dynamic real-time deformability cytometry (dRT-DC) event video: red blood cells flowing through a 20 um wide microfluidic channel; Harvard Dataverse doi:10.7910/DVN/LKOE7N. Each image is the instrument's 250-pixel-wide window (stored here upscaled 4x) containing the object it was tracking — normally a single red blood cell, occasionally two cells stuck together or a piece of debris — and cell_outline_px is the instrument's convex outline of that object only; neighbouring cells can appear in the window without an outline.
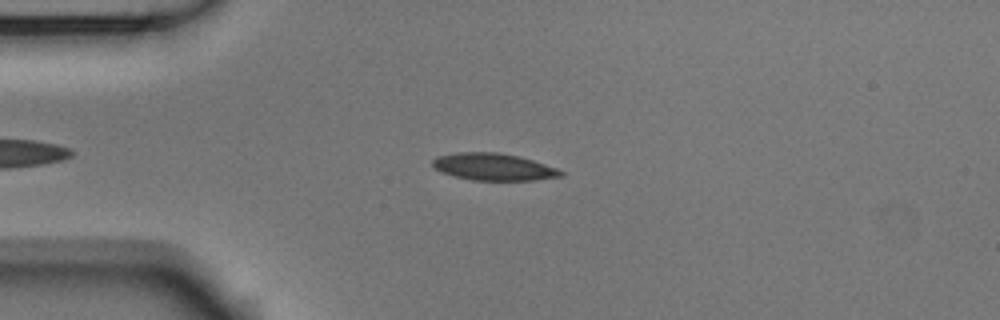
{"species": "Egyptian fruit bat (a non-hibernating species)", "species_latin": "Rousettus aegyptiacus", "temperature_condition": "room temperature", "stored_images_in_passage": 49, "camera_frame_rate_fps": 3000, "um_per_image_px": 0.085, "animal": {"sex": "male"}, "frame": {"image": 1, "passage_image": 13, "time_ms": 4.0, "image_size_px": [1000, 320], "cell_outline_px": [[564, 176], [536, 180], [472, 180], [440, 172], [432, 164], [432, 160], [436, 156], [456, 152], [496, 152], [520, 156], [556, 168], [564, 172]], "centroid_in_image_um": [41.94, 14.18], "position_along_channel_um": 43.1, "area_um2": 20.23}}
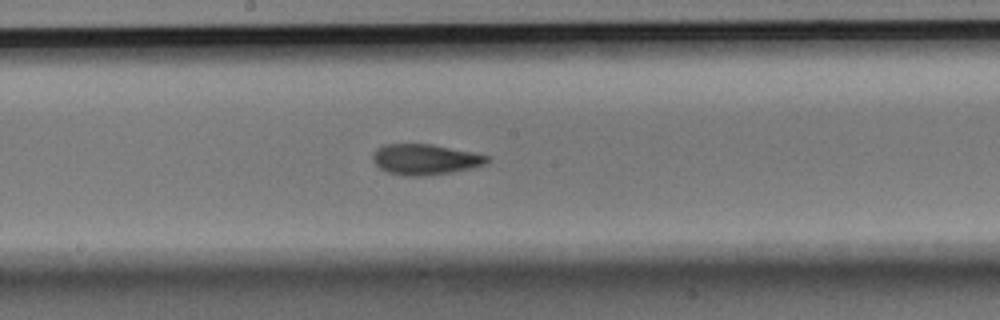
{"frame": {"image": 2, "passage_image": 28, "time_ms": 9.0, "image_size_px": [1000, 320], "cell_outline_px": [[488, 164], [472, 168], [452, 172], [428, 176], [404, 176], [388, 172], [380, 168], [372, 160], [372, 156], [376, 148], [384, 144], [432, 144], [472, 152], [488, 156]], "centroid_in_image_um": [36.13, 13.55], "position_along_channel_um": 212.1, "area_um2": 20.52}}
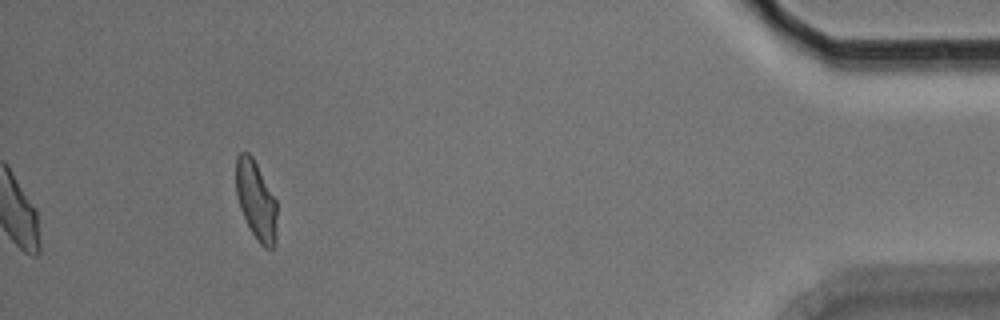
{"frame": {"image": 3, "passage_image": 49, "time_ms": 16.0, "image_size_px": [1000, 320], "cell_outline_px": [[276, 244], [272, 248], [264, 248], [260, 244], [252, 232], [240, 208], [236, 196], [236, 156], [240, 152], [248, 152], [252, 156], [276, 200]], "centroid_in_image_um": [21.76, 17.03], "position_along_channel_um": 413.4, "area_um2": 18.67}, "authors_computed_cell_mechanics": {"area_um2": 20.2878, "velocity_mm_per_s": 3.7786, "shape_relaxation_time_tau1_ms": 7.4055, "shape_relaxation_time_tau2_ms": 2.2466, "deformation_change_tau1": 0.1822, "deformation_change_tau2": 0.0874}}